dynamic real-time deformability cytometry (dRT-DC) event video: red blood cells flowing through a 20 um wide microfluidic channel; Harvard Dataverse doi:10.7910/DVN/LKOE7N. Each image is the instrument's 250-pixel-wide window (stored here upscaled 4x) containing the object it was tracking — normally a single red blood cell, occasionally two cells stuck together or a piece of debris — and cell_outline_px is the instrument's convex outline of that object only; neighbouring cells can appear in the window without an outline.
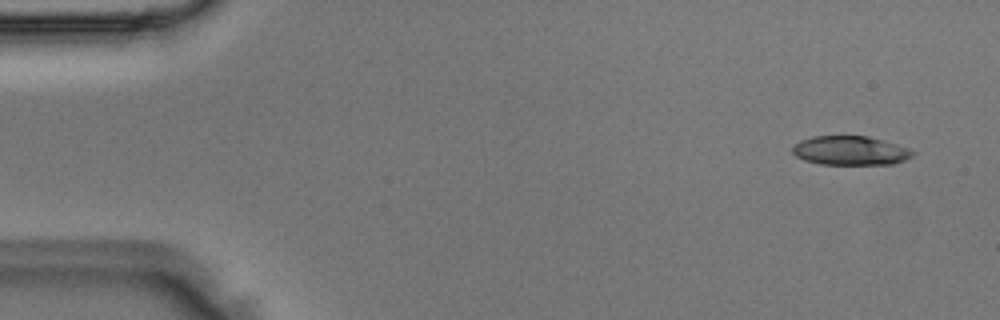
{"species": "Egyptian fruit bat (a non-hibernating species)", "species_latin": "Rousettus aegyptiacus", "temperature_condition": "room temperature", "stored_images_in_passage": 47, "camera_frame_rate_fps": 3000, "um_per_image_px": 0.085, "animal": {"sex": "male"}, "frame": {"image": 1, "passage_image": 1, "time_ms": 0.0, "image_size_px": [1000, 320], "cell_outline_px": [[916, 152], [912, 156], [904, 160], [892, 164], [820, 164], [804, 160], [796, 156], [792, 152], [792, 148], [800, 140], [812, 136], [868, 136], [896, 144], [908, 148]], "centroid_in_image_um": [72.27, 12.8], "position_along_channel_um": 12.7, "area_um2": 20.29}}
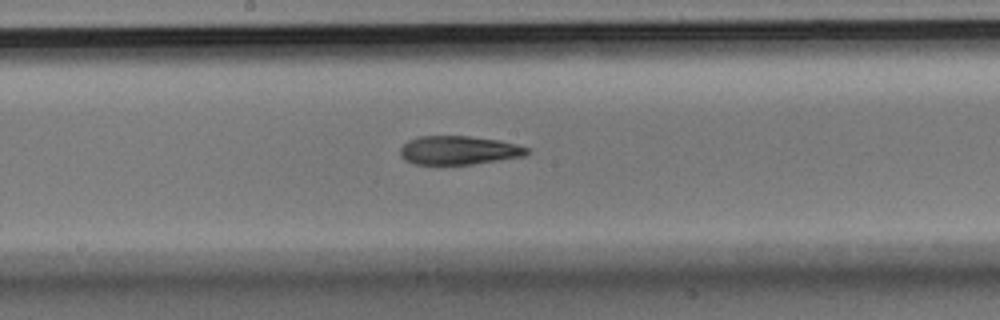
{"frame": {"image": 2, "passage_image": 24, "time_ms": 7.667, "image_size_px": [1000, 320], "cell_outline_px": [[528, 152], [524, 156], [472, 164], [416, 164], [404, 160], [400, 156], [400, 148], [408, 140], [416, 136], [468, 136], [500, 140], [516, 144], [528, 148]], "centroid_in_image_um": [38.95, 12.76], "position_along_channel_um": 209.2, "area_um2": 21.15}}
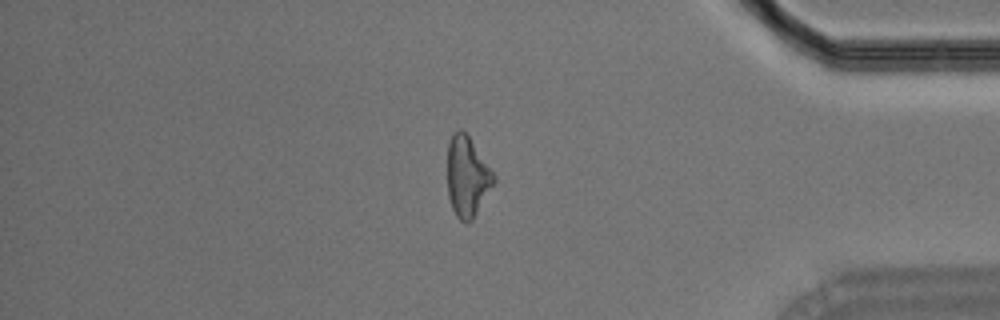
{"frame": {"image": 3, "passage_image": 40, "time_ms": 13.0, "image_size_px": [1000, 320], "cell_outline_px": [[496, 180], [472, 220], [468, 224], [464, 224], [456, 216], [452, 208], [448, 196], [448, 144], [452, 132], [460, 128], [468, 136], [496, 176]], "centroid_in_image_um": [39.7, 15.03], "position_along_channel_um": 395.5, "area_um2": 21.56}}